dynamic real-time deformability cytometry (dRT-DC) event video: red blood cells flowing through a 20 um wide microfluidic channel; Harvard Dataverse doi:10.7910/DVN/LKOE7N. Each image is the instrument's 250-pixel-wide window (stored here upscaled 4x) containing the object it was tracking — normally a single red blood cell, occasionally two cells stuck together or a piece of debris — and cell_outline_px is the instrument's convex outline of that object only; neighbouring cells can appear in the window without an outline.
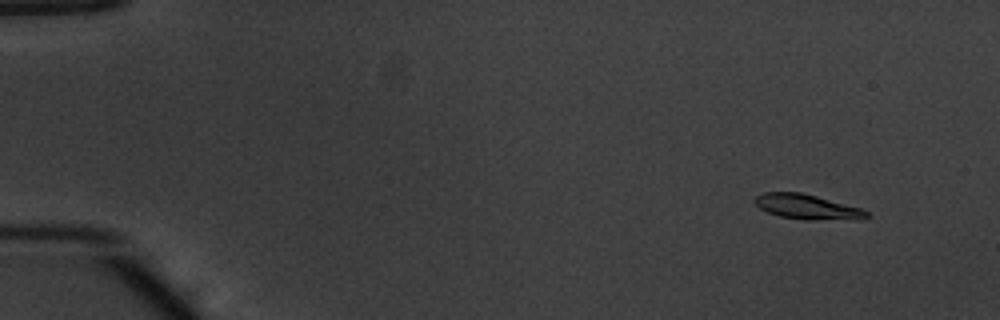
{"species": "common noctule bat (a hibernating species)", "species_latin": "Nyctalus noctula", "temperature_condition": "warm", "stored_images_in_passage": 50, "camera_frame_rate_fps": 3000, "um_per_image_px": 0.085, "animal": {"sex": "male", "body_mass_g": 20.1, "forearm_length_mm": 53.5}, "frame": {"image": 1, "passage_image": 1, "time_ms": 0.0, "image_size_px": [1000, 320], "cell_outline_px": [[872, 216], [860, 220], [804, 220], [780, 216], [768, 212], [760, 208], [752, 200], [756, 196], [764, 192], [800, 192], [816, 196], [860, 208], [868, 212]], "centroid_in_image_um": [68.64, 17.6], "position_along_channel_um": 16.4, "area_um2": 16.36}}
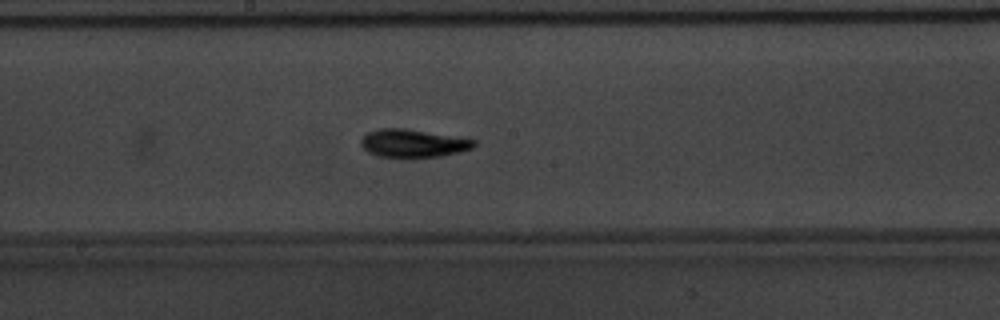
{"frame": {"image": 2, "passage_image": 26, "time_ms": 8.333, "image_size_px": [1000, 320], "cell_outline_px": [[476, 144], [472, 148], [460, 152], [440, 156], [376, 156], [368, 152], [360, 144], [360, 140], [368, 132], [380, 128], [404, 128], [476, 140]], "centroid_in_image_um": [35.09, 12.16], "position_along_channel_um": 213.1, "area_um2": 18.03}}
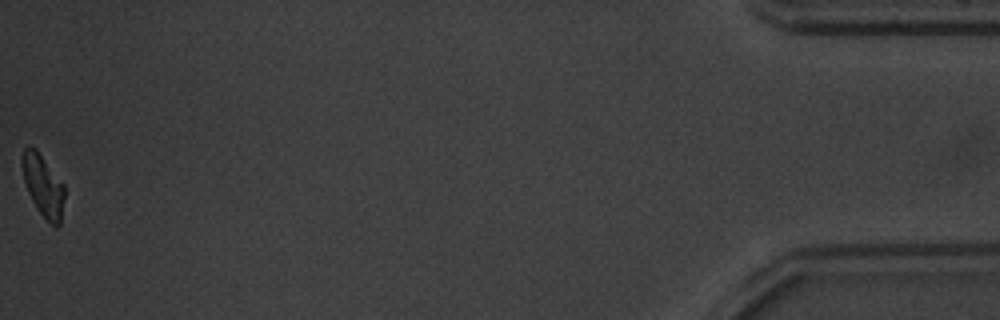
{"frame": {"image": 3, "passage_image": 50, "time_ms": 16.333, "image_size_px": [1000, 320], "cell_outline_px": [[64, 196], [60, 224], [56, 228], [36, 208], [28, 192], [24, 180], [20, 164], [20, 156], [24, 148], [28, 144], [36, 148], [64, 184]], "centroid_in_image_um": [3.63, 15.7], "position_along_channel_um": 431.6, "area_um2": 15.37}, "authors_computed_cell_mechanics": {"area_um2": 16.7042, "velocity_mm_per_s": 3.8411, "shape_relaxation_time_tau1_ms": 2.8141, "shape_relaxation_time_tau2_ms": 4.7039, "deformation_change_tau1": 0.1586, "deformation_change_tau2": 0.0887}}